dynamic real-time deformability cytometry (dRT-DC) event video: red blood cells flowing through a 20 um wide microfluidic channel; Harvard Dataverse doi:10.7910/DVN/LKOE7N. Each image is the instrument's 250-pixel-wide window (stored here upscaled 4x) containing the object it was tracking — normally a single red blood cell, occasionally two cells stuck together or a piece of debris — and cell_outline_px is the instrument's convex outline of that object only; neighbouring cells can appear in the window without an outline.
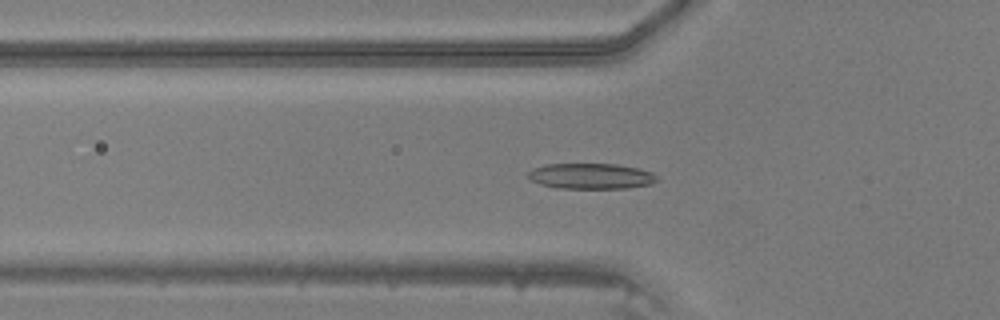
{"species": "common noctule bat (a hibernating species)", "species_latin": "Nyctalus noctula", "temperature_condition": "warm", "stored_images_in_passage": 48, "camera_frame_rate_fps": 3000, "um_per_image_px": 0.085, "animal": {"sex": "male", "body_mass_g": 20.5, "forearm_length_mm": 52.5}, "frame": {"image": 1, "passage_image": 17, "time_ms": 5.333, "image_size_px": [1000, 320], "cell_outline_px": [[656, 180], [652, 184], [628, 188], [556, 188], [532, 180], [528, 176], [528, 172], [532, 168], [548, 164], [616, 164], [636, 168], [652, 172], [656, 176]], "centroid_in_image_um": [50.24, 14.97], "position_along_channel_um": 75.6, "area_um2": 19.02}}
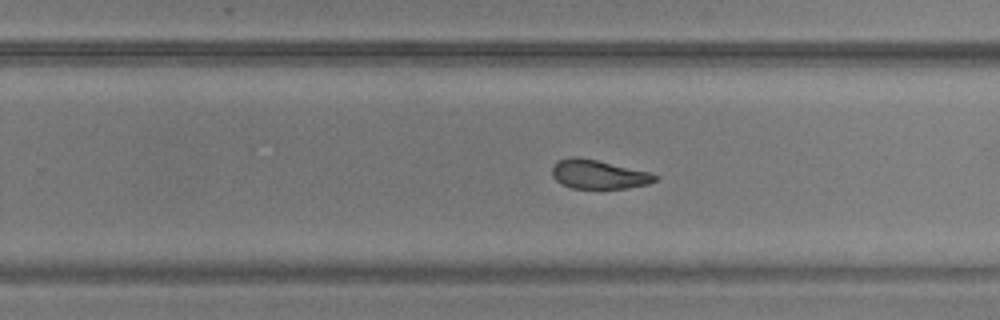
{"frame": {"image": 2, "passage_image": 31, "time_ms": 10.0, "image_size_px": [1000, 320], "cell_outline_px": [[660, 176], [656, 180], [648, 184], [624, 188], [572, 188], [560, 184], [552, 176], [552, 168], [560, 160], [572, 156], [576, 156], [596, 160], [648, 172]], "centroid_in_image_um": [50.86, 14.83], "position_along_channel_um": 278.9, "area_um2": 17.11}}
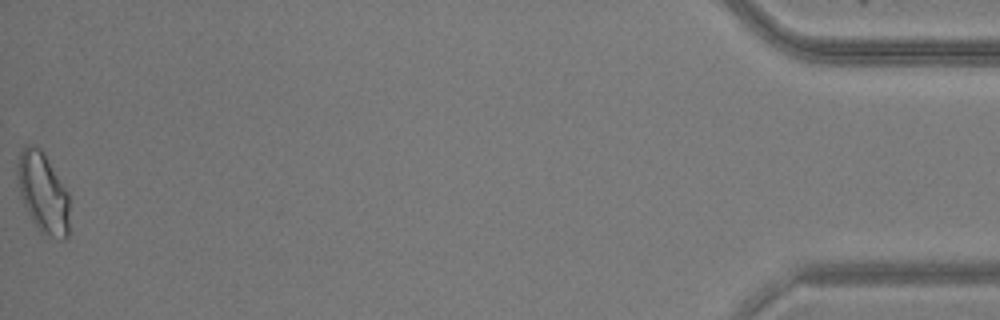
{"frame": {"image": 3, "passage_image": 48, "time_ms": 15.667, "image_size_px": [1000, 320], "cell_outline_px": [[68, 236], [64, 240], [60, 240], [40, 232], [32, 220], [20, 196], [16, 176], [16, 164], [20, 152], [28, 144], [32, 144], [40, 148], [44, 152], [68, 192]], "centroid_in_image_um": [3.63, 16.36], "position_along_channel_um": 431.6, "area_um2": 24.51}}